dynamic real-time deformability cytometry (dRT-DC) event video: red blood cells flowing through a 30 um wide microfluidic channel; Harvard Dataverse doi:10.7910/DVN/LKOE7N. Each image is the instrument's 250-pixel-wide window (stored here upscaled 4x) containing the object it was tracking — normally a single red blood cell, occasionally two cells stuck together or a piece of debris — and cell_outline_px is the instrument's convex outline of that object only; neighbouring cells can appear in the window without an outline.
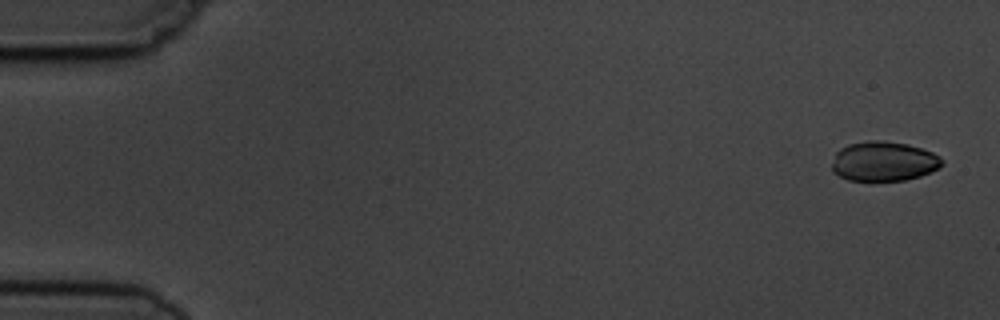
{"species": "common noctule bat (a hibernating species)", "species_latin": "Nyctalus noctula", "temperature_condition": "cold", "stored_images_in_passage": 5, "camera_frame_rate_fps": 3000, "um_per_image_px": 0.085, "animal": {"sex": "male", "body_mass_g": 19.5, "forearm_length_mm": 54.6}, "frame": {"image": 1, "passage_image": 1, "time_ms": 0.0, "image_size_px": [1000, 320], "cell_outline_px": [[944, 164], [940, 168], [932, 172], [920, 176], [904, 180], [848, 180], [832, 172], [832, 164], [836, 152], [840, 148], [848, 144], [868, 140], [880, 140], [908, 144], [932, 152], [940, 156], [944, 160]], "centroid_in_image_um": [75.14, 13.7], "position_along_channel_um": 9.9, "area_um2": 25.61}}
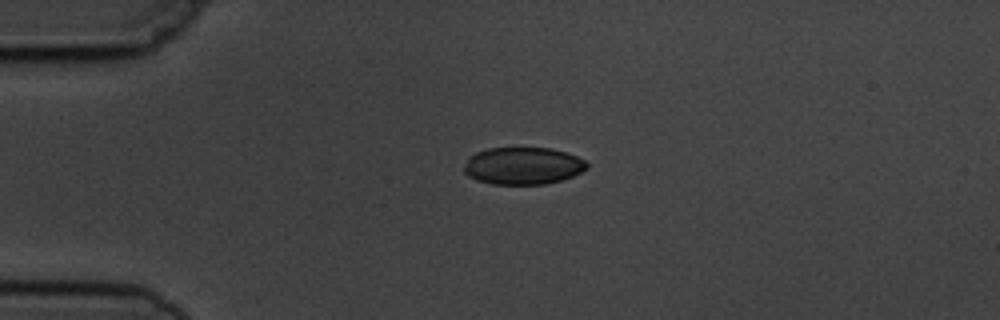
{"frame": {"image": 2, "passage_image": 4, "time_ms": 3.667, "image_size_px": [1000, 320], "cell_outline_px": [[588, 168], [572, 176], [560, 180], [544, 184], [492, 184], [476, 180], [468, 176], [464, 172], [464, 164], [476, 152], [488, 148], [552, 148], [576, 156], [584, 160], [588, 164]], "centroid_in_image_um": [44.44, 14.1], "position_along_channel_um": 40.6, "area_um2": 26.53}}